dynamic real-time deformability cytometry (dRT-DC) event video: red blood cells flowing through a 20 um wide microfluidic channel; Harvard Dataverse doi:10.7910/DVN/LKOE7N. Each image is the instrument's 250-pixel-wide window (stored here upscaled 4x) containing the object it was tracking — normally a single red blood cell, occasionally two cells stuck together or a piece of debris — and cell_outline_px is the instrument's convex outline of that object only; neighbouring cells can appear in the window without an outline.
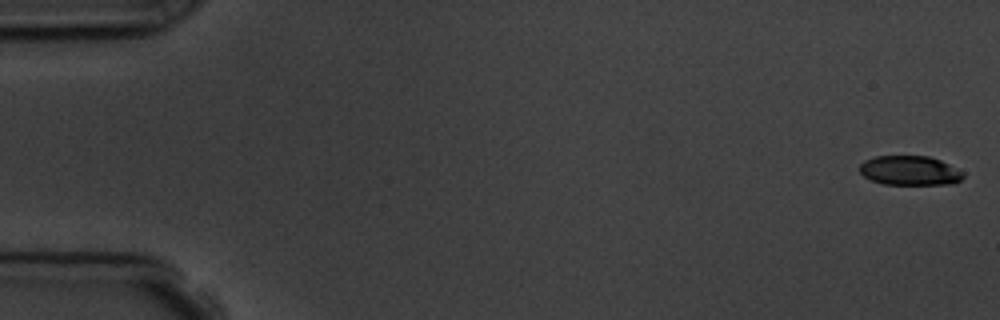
{"species": "common noctule bat (a hibernating species)", "species_latin": "Nyctalus noctula", "temperature_condition": "room temperature", "stored_images_in_passage": 8, "camera_frame_rate_fps": 3000, "um_per_image_px": 0.085, "animal": {"sex": "male", "body_mass_g": 19.5, "forearm_length_mm": 54.6}, "frame": {"image": 1, "passage_image": 1, "time_ms": 0.0, "image_size_px": [1000, 320], "cell_outline_px": [[964, 176], [960, 180], [952, 184], [884, 184], [872, 180], [864, 176], [860, 172], [860, 164], [864, 160], [876, 156], [928, 156], [940, 160], [964, 172]], "centroid_in_image_um": [77.33, 14.49], "position_along_channel_um": 7.7, "area_um2": 17.69}}
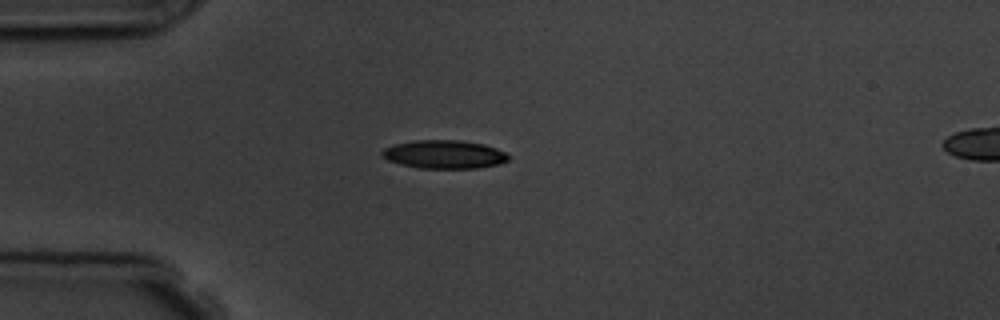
{"frame": {"image": 2, "passage_image": 5, "time_ms": 4.667, "image_size_px": [1000, 320], "cell_outline_px": [[508, 160], [500, 164], [476, 168], [420, 168], [400, 164], [388, 160], [380, 156], [380, 152], [384, 148], [392, 144], [412, 140], [460, 140], [484, 144], [496, 148], [504, 152], [508, 156]], "centroid_in_image_um": [37.71, 13.11], "position_along_channel_um": 47.3, "area_um2": 21.04}}